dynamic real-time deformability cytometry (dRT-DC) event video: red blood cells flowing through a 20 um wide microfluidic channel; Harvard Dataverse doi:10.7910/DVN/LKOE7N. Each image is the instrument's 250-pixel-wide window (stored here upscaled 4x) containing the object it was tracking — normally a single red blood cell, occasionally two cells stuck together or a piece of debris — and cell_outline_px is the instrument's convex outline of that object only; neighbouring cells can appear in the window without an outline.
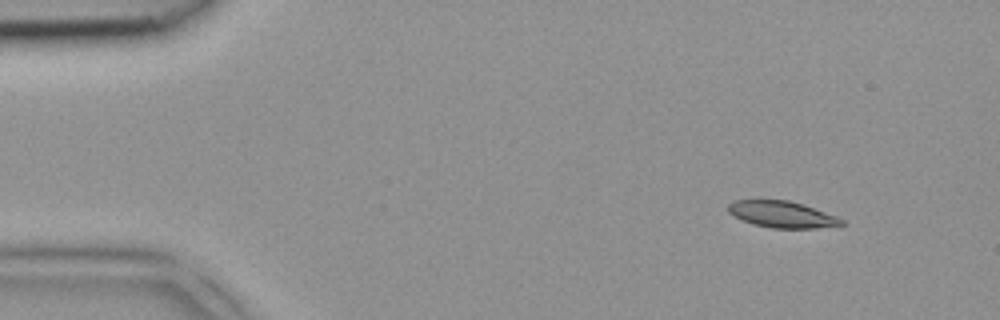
{"species": "common noctule bat (a hibernating species)", "species_latin": "Nyctalus noctula", "temperature_condition": "room temperature", "stored_images_in_passage": 3, "camera_frame_rate_fps": 3000, "um_per_image_px": 0.085, "animal": {"sex": "female", "body_mass_g": 18.4}, "frame": {"image": 1, "passage_image": 1, "time_ms": 0.0, "image_size_px": [1000, 320], "cell_outline_px": [[844, 224], [816, 228], [772, 228], [752, 224], [728, 212], [728, 204], [732, 200], [788, 200], [804, 204], [836, 216], [844, 220]], "centroid_in_image_um": [66.47, 18.21], "position_along_channel_um": 18.5, "area_um2": 17.4}}